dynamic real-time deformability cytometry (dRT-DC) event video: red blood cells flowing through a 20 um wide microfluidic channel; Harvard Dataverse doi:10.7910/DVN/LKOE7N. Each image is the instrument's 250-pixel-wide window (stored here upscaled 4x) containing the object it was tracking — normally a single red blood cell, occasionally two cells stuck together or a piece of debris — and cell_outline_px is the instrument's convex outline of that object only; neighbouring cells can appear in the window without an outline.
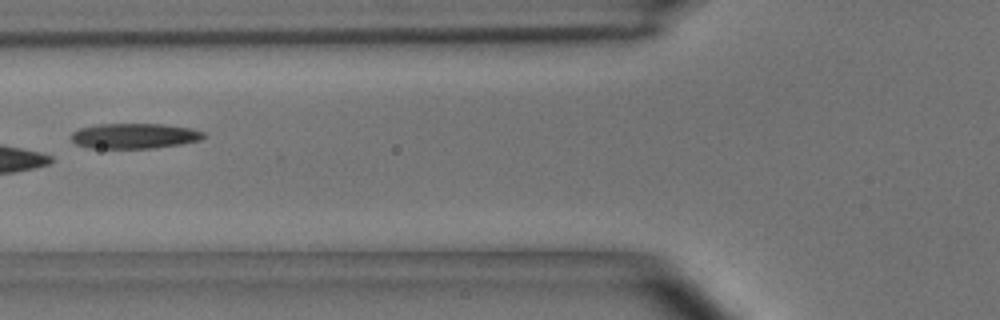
{"species": "common noctule bat (a hibernating species)", "species_latin": "Nyctalus noctula", "temperature_condition": "room temperature", "stored_images_in_passage": 14, "camera_frame_rate_fps": 3000, "um_per_image_px": 0.085, "animal": {"sex": "male", "body_mass_g": 15.6}, "frame": {"image": 1, "passage_image": 6, "time_ms": 1.667, "image_size_px": [1000, 320], "cell_outline_px": [[204, 136], [200, 140], [180, 144], [152, 148], [88, 148], [76, 144], [72, 140], [72, 132], [80, 128], [96, 124], [164, 124], [188, 128], [204, 132]], "centroid_in_image_um": [11.39, 11.55], "position_along_channel_um": 114.4, "area_um2": 19.36}}